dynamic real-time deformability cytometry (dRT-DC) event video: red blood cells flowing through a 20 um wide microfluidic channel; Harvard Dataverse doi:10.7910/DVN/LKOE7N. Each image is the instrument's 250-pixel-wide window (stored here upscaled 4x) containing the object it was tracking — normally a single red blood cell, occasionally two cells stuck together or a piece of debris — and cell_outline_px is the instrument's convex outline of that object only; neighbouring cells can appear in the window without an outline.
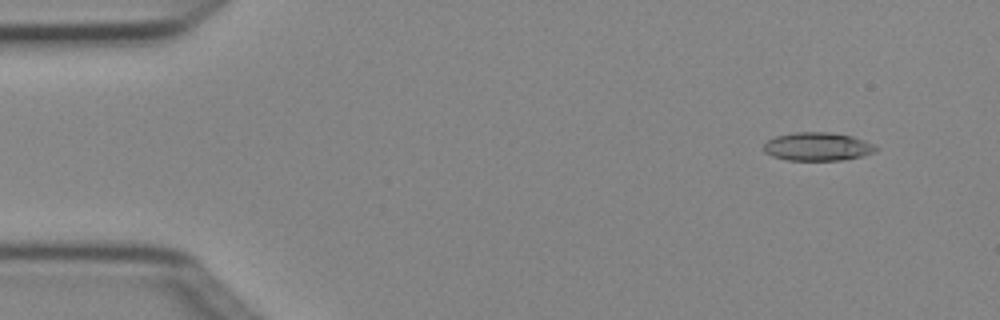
{"species": "Egyptian fruit bat (a non-hibernating species)", "species_latin": "Rousettus aegyptiacus", "temperature_condition": "cold", "stored_images_in_passage": 3, "camera_frame_rate_fps": 3000, "um_per_image_px": 0.085, "animal": {"sex": "female"}, "frame": {"image": 1, "passage_image": 1, "time_ms": 0.0, "image_size_px": [1000, 320], "cell_outline_px": [[880, 148], [876, 152], [864, 156], [840, 160], [788, 160], [772, 156], [764, 152], [764, 144], [768, 140], [776, 136], [792, 132], [828, 132], [852, 136], [864, 140]], "centroid_in_image_um": [69.51, 12.46], "position_along_channel_um": 15.5, "area_um2": 18.61}}